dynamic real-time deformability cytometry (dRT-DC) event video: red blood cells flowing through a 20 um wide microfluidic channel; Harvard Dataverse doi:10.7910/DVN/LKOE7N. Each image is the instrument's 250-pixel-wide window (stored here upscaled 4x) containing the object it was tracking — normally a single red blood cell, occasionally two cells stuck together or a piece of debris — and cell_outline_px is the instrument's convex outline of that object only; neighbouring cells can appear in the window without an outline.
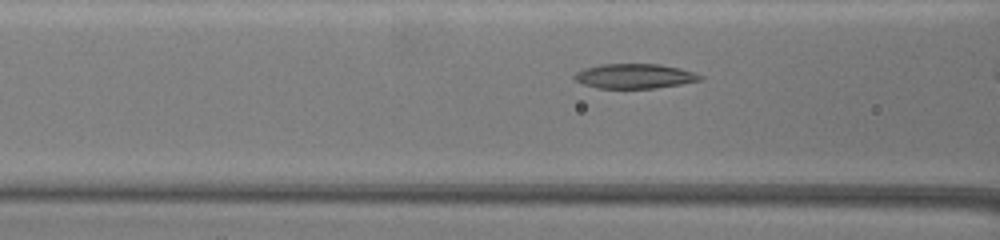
{"species": "common noctule bat (a hibernating species)", "species_latin": "Nyctalus noctula", "temperature_condition": "warm", "stored_images_in_passage": 8, "camera_frame_rate_fps": 3000, "um_per_image_px": 0.085, "animal": {"sex": "female", "body_mass_g": 19.5, "forearm_length_mm": 54.1}, "frame": {"image": 1, "passage_image": 6, "time_ms": 1.667, "image_size_px": [1000, 240], "cell_outline_px": [[704, 76], [700, 80], [680, 84], [656, 88], [600, 88], [584, 84], [576, 80], [572, 76], [576, 72], [584, 68], [600, 64], [660, 64], [680, 68]], "centroid_in_image_um": [53.93, 6.46], "position_along_channel_um": 112.7, "area_um2": 17.98}}